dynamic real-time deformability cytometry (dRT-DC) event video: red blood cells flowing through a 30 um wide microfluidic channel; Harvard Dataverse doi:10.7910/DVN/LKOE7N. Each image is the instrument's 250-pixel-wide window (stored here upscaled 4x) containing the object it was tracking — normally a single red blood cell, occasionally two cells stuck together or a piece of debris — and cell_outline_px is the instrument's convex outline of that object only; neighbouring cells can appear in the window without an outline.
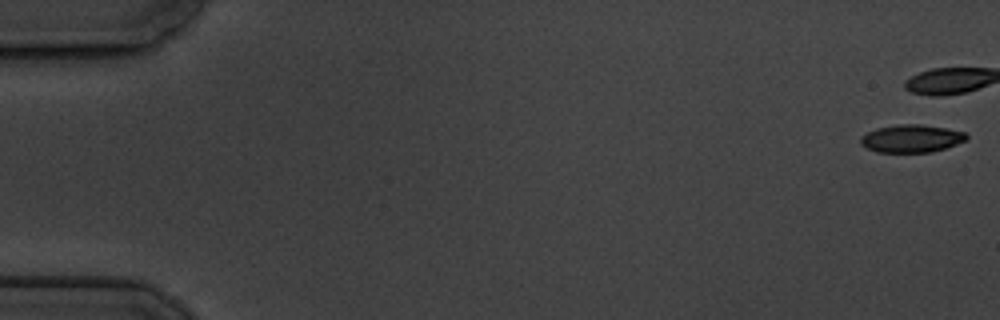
{"species": "common noctule bat (a hibernating species)", "species_latin": "Nyctalus noctula", "temperature_condition": "cold", "stored_images_in_passage": 9, "camera_frame_rate_fps": 3000, "um_per_image_px": 0.085, "animal": {"sex": "male", "body_mass_g": 19.5, "forearm_length_mm": 54.6}, "frame": {"image": 1, "passage_image": 1, "time_ms": 0.0, "image_size_px": [1000, 320], "cell_outline_px": [[968, 136], [964, 140], [956, 144], [932, 152], [876, 152], [860, 144], [860, 136], [876, 128], [896, 124], [920, 124], [944, 128], [964, 132]], "centroid_in_image_um": [77.42, 11.77], "position_along_channel_um": 7.6, "area_um2": 16.99}}
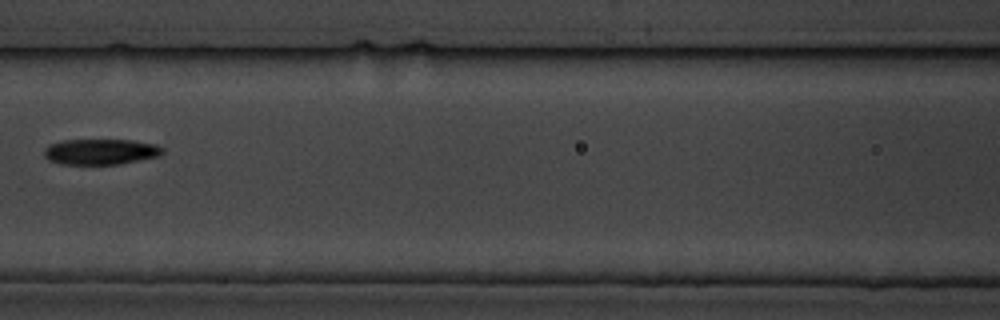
{"frame": {"image": 2, "passage_image": 9, "time_ms": 9.333, "image_size_px": [1000, 320], "cell_outline_px": [[164, 152], [160, 156], [120, 164], [60, 164], [48, 160], [44, 156], [44, 148], [48, 144], [64, 140], [132, 140], [156, 144], [164, 148]], "centroid_in_image_um": [8.56, 12.89], "position_along_channel_um": 158.0, "area_um2": 17.92}}